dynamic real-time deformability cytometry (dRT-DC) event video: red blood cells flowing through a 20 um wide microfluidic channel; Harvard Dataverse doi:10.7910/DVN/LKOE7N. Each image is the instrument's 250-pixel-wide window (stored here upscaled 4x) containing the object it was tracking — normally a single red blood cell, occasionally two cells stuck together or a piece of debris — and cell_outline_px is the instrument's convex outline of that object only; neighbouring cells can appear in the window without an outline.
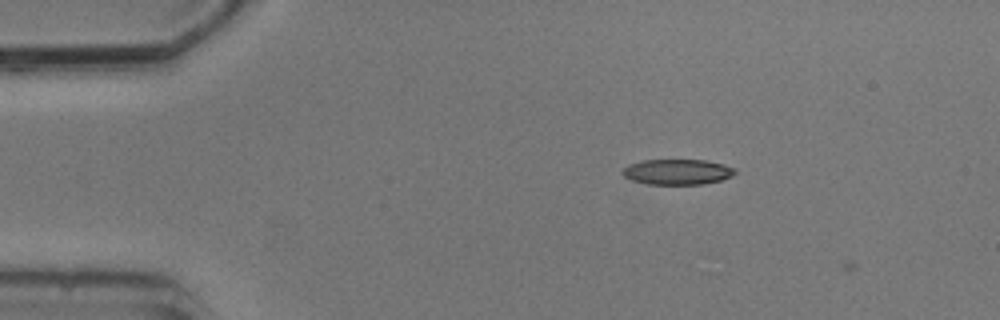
{"species": "common noctule bat (a hibernating species)", "species_latin": "Nyctalus noctula", "temperature_condition": "cold", "stored_images_in_passage": 2, "camera_frame_rate_fps": 3000, "um_per_image_px": 0.085, "animal": {"sex": "male", "body_mass_g": 20.5, "forearm_length_mm": 52.5}, "frame": {"image": 1, "passage_image": 1, "time_ms": 0.0, "image_size_px": [1000, 320], "cell_outline_px": [[736, 172], [732, 176], [720, 180], [704, 184], [648, 184], [632, 180], [624, 176], [620, 172], [628, 164], [640, 160], [704, 160], [724, 164], [736, 168]], "centroid_in_image_um": [57.57, 14.6], "position_along_channel_um": 27.4, "area_um2": 16.76}}